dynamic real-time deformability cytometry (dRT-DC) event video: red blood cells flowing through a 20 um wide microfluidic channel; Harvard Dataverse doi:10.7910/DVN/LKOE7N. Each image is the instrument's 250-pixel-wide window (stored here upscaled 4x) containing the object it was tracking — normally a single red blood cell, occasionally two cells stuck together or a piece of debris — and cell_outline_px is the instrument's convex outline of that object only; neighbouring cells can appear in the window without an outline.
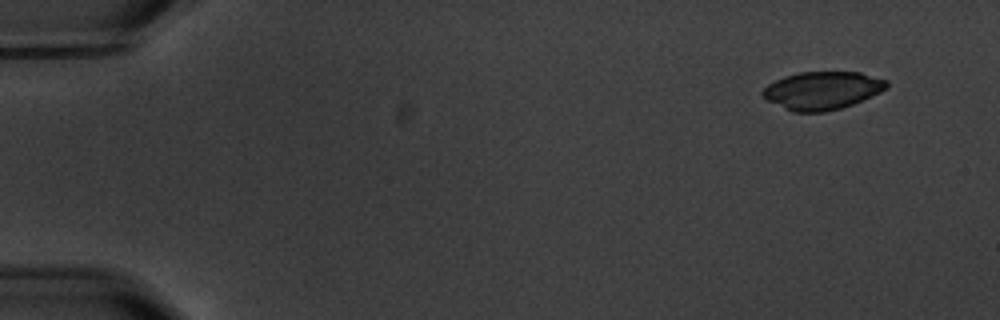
{"species": "common noctule bat (a hibernating species)", "species_latin": "Nyctalus noctula", "temperature_condition": "warm", "stored_images_in_passage": 4, "camera_frame_rate_fps": 3000, "um_per_image_px": 0.085, "animal": {"sex": "male", "body_mass_g": 20.1, "forearm_length_mm": 53.5}, "frame": {"image": 1, "passage_image": 1, "time_ms": 0.0, "image_size_px": [1000, 320], "cell_outline_px": [[888, 88], [880, 92], [852, 104], [840, 108], [824, 112], [792, 112], [760, 96], [760, 92], [768, 84], [784, 76], [796, 72], [860, 72], [888, 80]], "centroid_in_image_um": [69.88, 7.68], "position_along_channel_um": 15.1, "area_um2": 27.46}}